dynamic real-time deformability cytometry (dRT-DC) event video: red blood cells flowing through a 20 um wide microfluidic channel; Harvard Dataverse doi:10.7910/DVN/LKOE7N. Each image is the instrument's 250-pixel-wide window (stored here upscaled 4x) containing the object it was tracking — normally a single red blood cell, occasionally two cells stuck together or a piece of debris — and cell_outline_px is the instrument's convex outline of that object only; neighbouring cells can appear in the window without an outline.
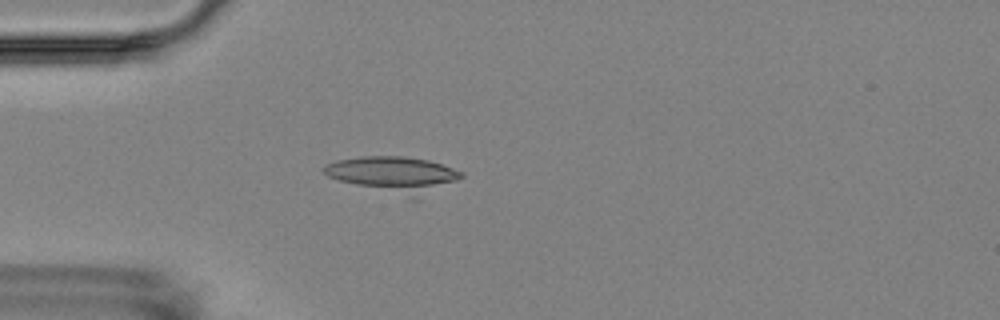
{"species": "Egyptian fruit bat (a non-hibernating species)", "species_latin": "Rousettus aegyptiacus", "temperature_condition": "room temperature", "stored_images_in_passage": 7, "camera_frame_rate_fps": 3000, "um_per_image_px": 0.085, "animal": {"sex": "female"}, "frame": {"image": 1, "passage_image": 5, "time_ms": 5.667, "image_size_px": [1000, 320], "cell_outline_px": [[464, 176], [416, 200], [412, 200], [340, 180], [328, 176], [320, 168], [324, 164], [336, 160], [360, 156], [404, 156], [428, 160], [464, 172]], "centroid_in_image_um": [33.45, 14.83], "position_along_channel_um": 51.6, "area_um2": 28.78}}